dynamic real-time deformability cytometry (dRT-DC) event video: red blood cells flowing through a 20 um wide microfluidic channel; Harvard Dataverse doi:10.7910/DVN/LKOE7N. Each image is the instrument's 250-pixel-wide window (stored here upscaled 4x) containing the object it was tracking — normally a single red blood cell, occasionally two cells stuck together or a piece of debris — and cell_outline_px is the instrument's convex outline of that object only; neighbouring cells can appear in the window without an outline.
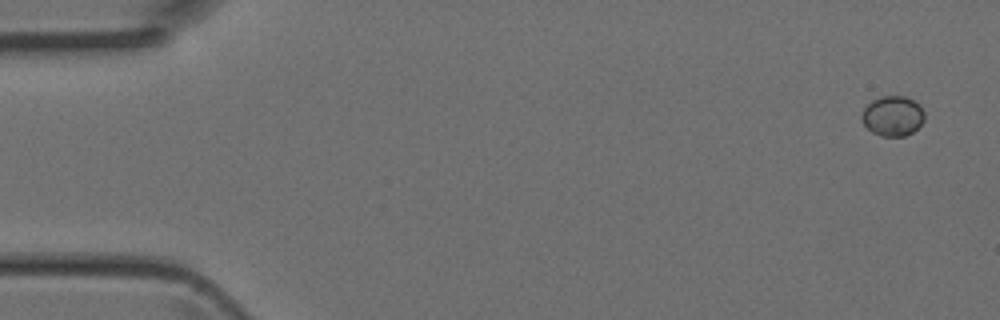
{"species": "Egyptian fruit bat (a non-hibernating species)", "species_latin": "Rousettus aegyptiacus", "temperature_condition": "room temperature", "stored_images_in_passage": 4, "camera_frame_rate_fps": 3000, "um_per_image_px": 0.085, "animal": {"sex": "female"}, "frame": {"image": 1, "passage_image": 1, "time_ms": 0.0, "image_size_px": [1000, 320], "cell_outline_px": [[924, 120], [912, 132], [904, 136], [880, 136], [872, 132], [860, 120], [860, 116], [864, 108], [872, 100], [880, 96], [904, 96], [920, 104], [924, 112]], "centroid_in_image_um": [75.86, 9.85], "position_along_channel_um": 9.1, "area_um2": 14.68}}
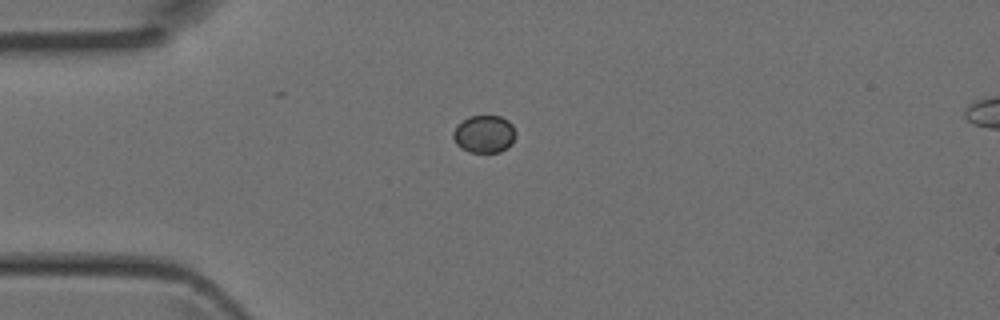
{"frame": {"image": 2, "passage_image": 4, "time_ms": 1.0, "image_size_px": [1000, 320], "cell_outline_px": [[516, 136], [512, 144], [500, 152], [468, 152], [460, 148], [456, 144], [452, 136], [452, 132], [456, 124], [468, 116], [500, 116], [508, 120], [512, 124], [516, 132]], "centroid_in_image_um": [41.14, 11.39], "position_along_channel_um": 43.9, "area_um2": 13.99}}